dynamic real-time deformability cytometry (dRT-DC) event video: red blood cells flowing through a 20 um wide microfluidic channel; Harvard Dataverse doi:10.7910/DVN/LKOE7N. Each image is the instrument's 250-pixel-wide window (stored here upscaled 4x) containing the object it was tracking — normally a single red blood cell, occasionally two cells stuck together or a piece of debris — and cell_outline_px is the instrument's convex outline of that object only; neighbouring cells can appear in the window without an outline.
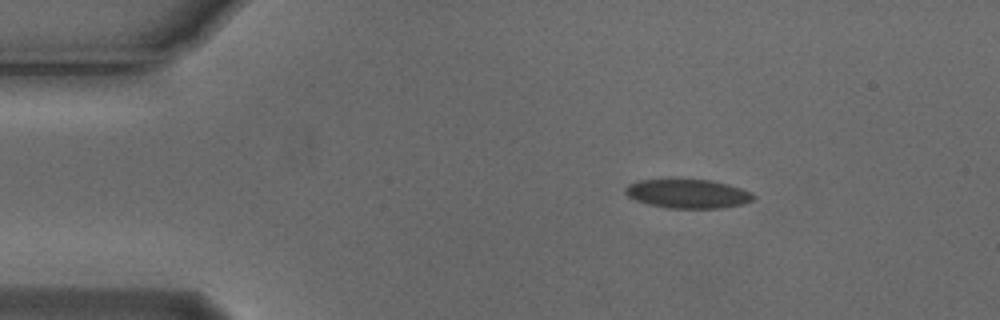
{"species": "Egyptian fruit bat (a non-hibernating species)", "species_latin": "Rousettus aegyptiacus", "temperature_condition": "cold", "stored_images_in_passage": 2, "camera_frame_rate_fps": 3000, "um_per_image_px": 0.085, "animal": {"sex": "male"}, "frame": {"image": 1, "passage_image": 1, "time_ms": 0.0, "image_size_px": [1000, 320], "cell_outline_px": [[756, 196], [752, 200], [744, 204], [720, 208], [668, 208], [648, 204], [636, 200], [628, 196], [624, 192], [624, 188], [628, 184], [640, 180], [668, 176], [708, 180], [728, 184], [752, 192]], "centroid_in_image_um": [58.41, 16.42], "position_along_channel_um": 26.6, "area_um2": 22.48}}